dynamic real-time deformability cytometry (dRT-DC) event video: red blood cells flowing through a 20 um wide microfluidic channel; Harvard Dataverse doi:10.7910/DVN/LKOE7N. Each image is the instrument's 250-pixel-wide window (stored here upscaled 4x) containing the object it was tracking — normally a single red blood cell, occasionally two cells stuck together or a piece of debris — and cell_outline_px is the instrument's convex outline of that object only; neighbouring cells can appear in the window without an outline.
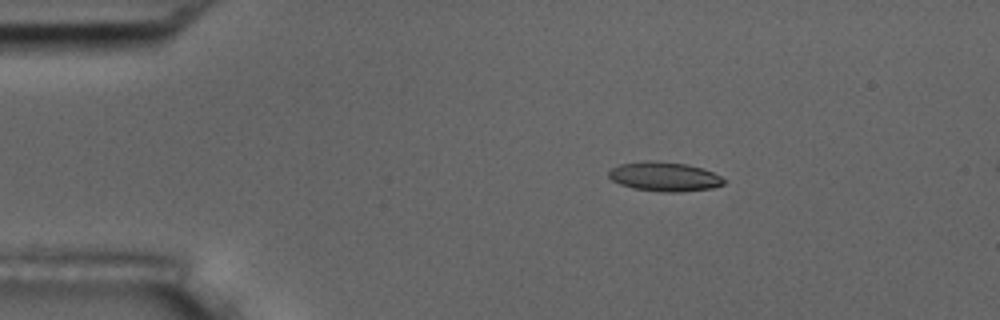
{"species": "common noctule bat (a hibernating species)", "species_latin": "Nyctalus noctula", "temperature_condition": "room temperature", "stored_images_in_passage": 3, "camera_frame_rate_fps": 3000, "um_per_image_px": 0.085, "animal": {"sex": "male", "body_mass_g": 17.5, "forearm_length_mm": 52.3}, "frame": {"image": 1, "passage_image": 2, "time_ms": 1.333, "image_size_px": [1000, 320], "cell_outline_px": [[724, 184], [712, 188], [680, 192], [660, 192], [632, 188], [620, 184], [612, 180], [608, 176], [608, 172], [612, 168], [620, 164], [684, 164], [700, 168], [712, 172], [720, 176], [724, 180]], "centroid_in_image_um": [56.5, 15.08], "position_along_channel_um": 28.5, "area_um2": 18.55}}